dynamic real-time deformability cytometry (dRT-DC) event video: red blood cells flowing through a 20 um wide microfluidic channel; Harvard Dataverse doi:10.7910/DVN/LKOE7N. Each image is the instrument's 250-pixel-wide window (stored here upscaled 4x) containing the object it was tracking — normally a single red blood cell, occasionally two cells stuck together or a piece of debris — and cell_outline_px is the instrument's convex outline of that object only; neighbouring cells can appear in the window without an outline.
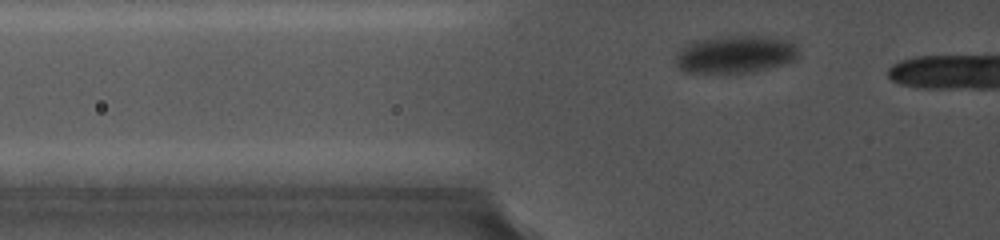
{"species": "common noctule bat (a hibernating species)", "species_latin": "Nyctalus noctula", "temperature_condition": "cold", "stored_images_in_passage": 9, "camera_frame_rate_fps": 5000, "um_per_image_px": 0.085, "animal": {"sex": "female", "body_mass_g": 19.0, "forearm_length_mm": 56.7}, "frame": {"image": 1, "passage_image": 2, "time_ms": 0.4, "image_size_px": [1000, 240], "cell_outline_px": [[800, 56], [784, 64], [748, 72], [684, 72], [676, 64], [676, 52], [680, 48], [696, 40], [720, 36], [760, 36], [788, 40], [796, 44], [800, 52]], "centroid_in_image_um": [62.51, 4.6], "position_along_channel_um": 63.3, "area_um2": 26.82}}